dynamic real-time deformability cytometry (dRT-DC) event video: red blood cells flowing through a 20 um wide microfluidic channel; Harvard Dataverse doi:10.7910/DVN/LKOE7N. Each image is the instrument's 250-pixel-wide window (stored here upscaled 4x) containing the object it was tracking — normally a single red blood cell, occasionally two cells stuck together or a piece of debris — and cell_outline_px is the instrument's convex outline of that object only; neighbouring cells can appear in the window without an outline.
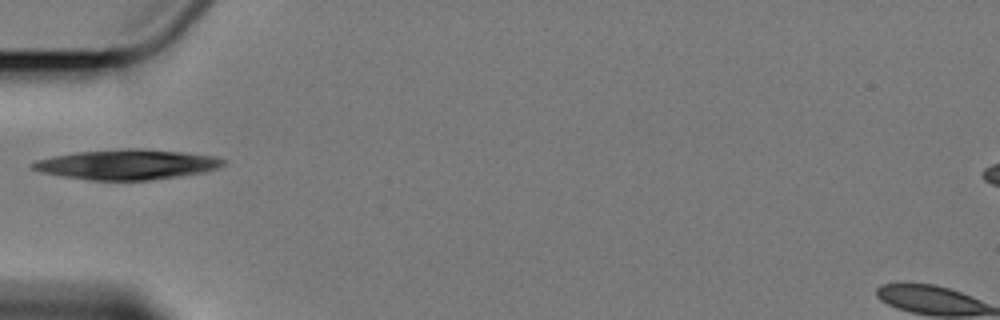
{"species": "Egyptian fruit bat (a non-hibernating species)", "species_latin": "Rousettus aegyptiacus", "temperature_condition": "cold", "stored_images_in_passage": 1, "camera_frame_rate_fps": 3000, "um_per_image_px": 0.085, "animal": {"sex": "female"}, "frame": {"image": 1, "passage_image": 1, "time_ms": 0.0, "image_size_px": [1000, 320], "cell_outline_px": [[228, 160], [224, 164], [216, 168], [204, 172], [180, 176], [152, 180], [88, 180], [64, 176], [44, 172], [32, 168], [28, 164], [36, 160], [52, 156], [76, 152], [124, 148], [140, 148], [184, 152], [216, 156]], "centroid_in_image_um": [10.83, 13.97], "position_along_channel_um": 74.2, "area_um2": 33.52}}